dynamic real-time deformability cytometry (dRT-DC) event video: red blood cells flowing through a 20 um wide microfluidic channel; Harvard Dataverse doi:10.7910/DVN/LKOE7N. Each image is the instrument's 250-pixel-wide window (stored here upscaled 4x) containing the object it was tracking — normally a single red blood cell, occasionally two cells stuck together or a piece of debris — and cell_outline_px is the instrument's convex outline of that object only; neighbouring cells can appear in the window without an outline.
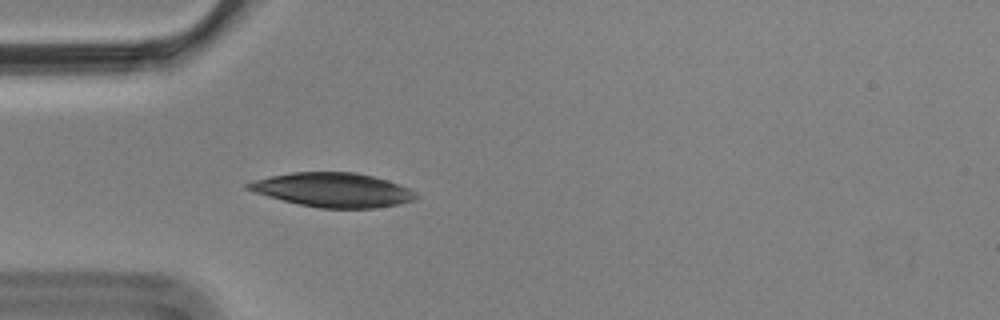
{"species": "Egyptian fruit bat (a non-hibernating species)", "species_latin": "Rousettus aegyptiacus", "temperature_condition": "cold", "stored_images_in_passage": 3, "camera_frame_rate_fps": 3000, "um_per_image_px": 0.085, "animal": {"sex": "male"}, "frame": {"image": 1, "passage_image": 3, "time_ms": 0.667, "image_size_px": [1000, 320], "cell_outline_px": [[416, 200], [400, 204], [376, 208], [320, 208], [300, 204], [268, 196], [244, 188], [244, 184], [256, 180], [272, 176], [292, 172], [356, 172], [388, 180], [400, 184], [416, 192]], "centroid_in_image_um": [28.34, 16.14], "position_along_channel_um": 56.7, "area_um2": 33.29}}